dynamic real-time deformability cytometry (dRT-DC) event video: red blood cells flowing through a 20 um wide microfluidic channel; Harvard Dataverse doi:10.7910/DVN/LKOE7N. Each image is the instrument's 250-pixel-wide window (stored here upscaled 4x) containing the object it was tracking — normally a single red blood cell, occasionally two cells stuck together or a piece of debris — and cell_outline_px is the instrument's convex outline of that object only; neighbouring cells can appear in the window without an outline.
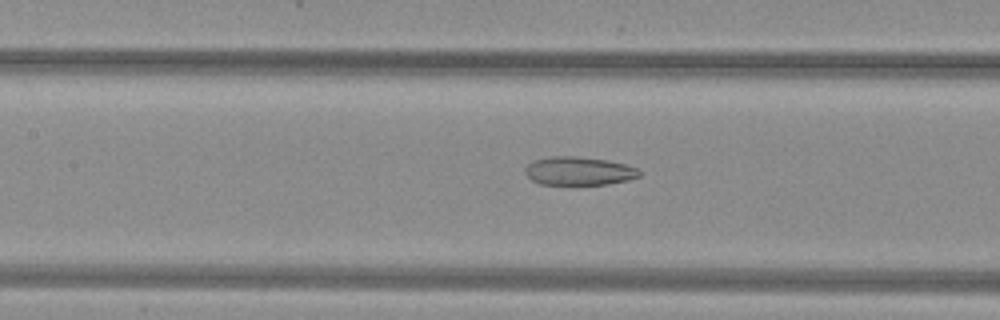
{"species": "common noctule bat (a hibernating species)", "species_latin": "Nyctalus noctula", "temperature_condition": "warm", "stored_images_in_passage": 52, "camera_frame_rate_fps": 3000, "um_per_image_px": 0.085, "animal": {"sex": "female", "body_mass_g": 29.2, "forearm_length_mm": 56.3}, "frame": {"image": 1, "passage_image": 25, "time_ms": 8.0, "image_size_px": [1000, 320], "cell_outline_px": [[640, 176], [628, 180], [608, 184], [540, 184], [532, 180], [524, 172], [524, 168], [528, 164], [536, 160], [552, 156], [576, 156], [608, 160], [628, 164], [636, 168], [640, 172]], "centroid_in_image_um": [49.22, 14.53], "position_along_channel_um": 158.2, "area_um2": 18.9}}
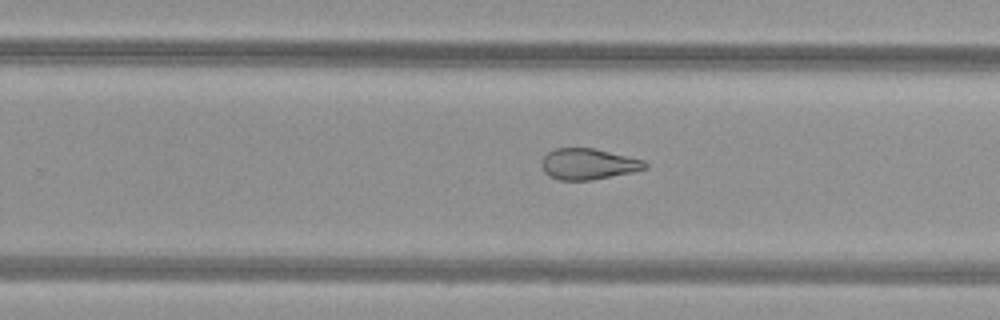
{"frame": {"image": 2, "passage_image": 34, "time_ms": 11.0, "image_size_px": [1000, 320], "cell_outline_px": [[648, 168], [632, 172], [592, 180], [560, 180], [548, 176], [544, 172], [540, 164], [544, 156], [548, 152], [556, 148], [592, 148], [644, 160], [648, 164]], "centroid_in_image_um": [49.98, 13.95], "position_along_channel_um": 279.8, "area_um2": 18.67}}
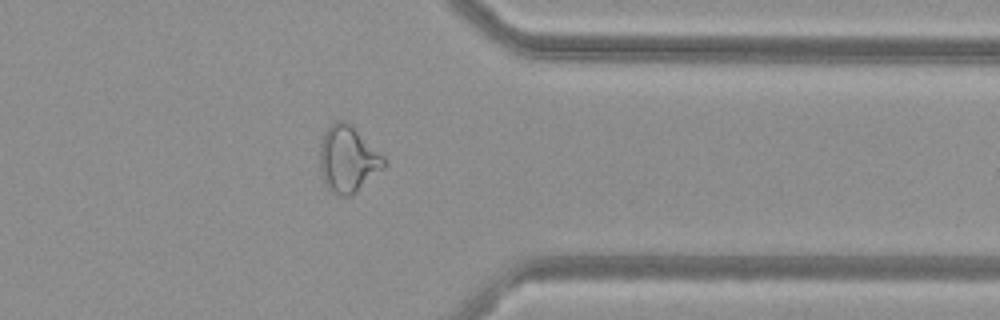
{"frame": {"image": 3, "passage_image": 42, "time_ms": 13.667, "image_size_px": [1000, 320], "cell_outline_px": [[388, 164], [384, 168], [352, 196], [340, 196], [328, 188], [324, 184], [320, 172], [320, 140], [324, 132], [336, 120], [348, 120], [384, 156]], "centroid_in_image_um": [29.58, 13.51], "position_along_channel_um": 381.8, "area_um2": 25.26}, "authors_computed_cell_mechanics": {"area_um2": 24.7673, "velocity_mm_per_s": 4.0711, "shape_relaxation_time_tau1_ms": null, "shape_relaxation_time_tau2_ms": 2.4068, "deformation_change_tau1": null, "deformation_change_tau2": 0.1102}}